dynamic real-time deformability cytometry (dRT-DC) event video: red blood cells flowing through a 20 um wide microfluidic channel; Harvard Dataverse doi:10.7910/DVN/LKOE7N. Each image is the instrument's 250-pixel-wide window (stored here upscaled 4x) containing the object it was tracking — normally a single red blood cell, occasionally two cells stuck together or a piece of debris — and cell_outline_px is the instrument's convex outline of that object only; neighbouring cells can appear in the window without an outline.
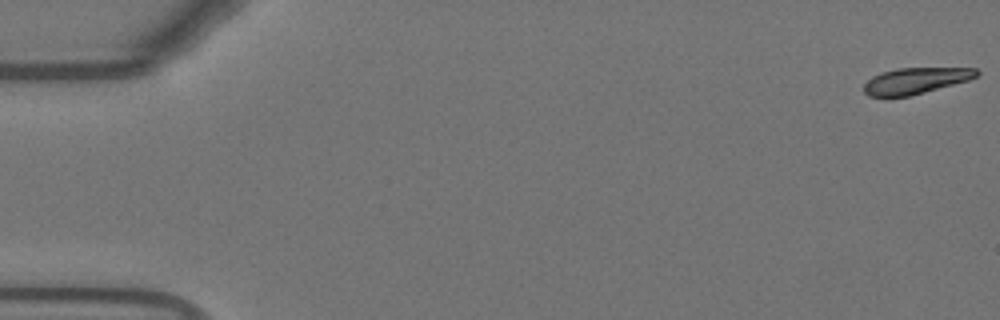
{"species": "Egyptian fruit bat (a non-hibernating species)", "species_latin": "Rousettus aegyptiacus", "temperature_condition": "warm", "stored_images_in_passage": 55, "camera_frame_rate_fps": 3000, "um_per_image_px": 0.085, "animal": {"sex": "female"}, "frame": {"image": 1, "passage_image": 1, "time_ms": 0.0, "image_size_px": [1000, 320], "cell_outline_px": [[980, 72], [976, 76], [968, 80], [924, 92], [908, 96], [868, 96], [864, 92], [864, 84], [872, 76], [880, 72], [896, 68], [976, 68]], "centroid_in_image_um": [77.79, 6.85], "position_along_channel_um": 7.2, "area_um2": 16.99}}
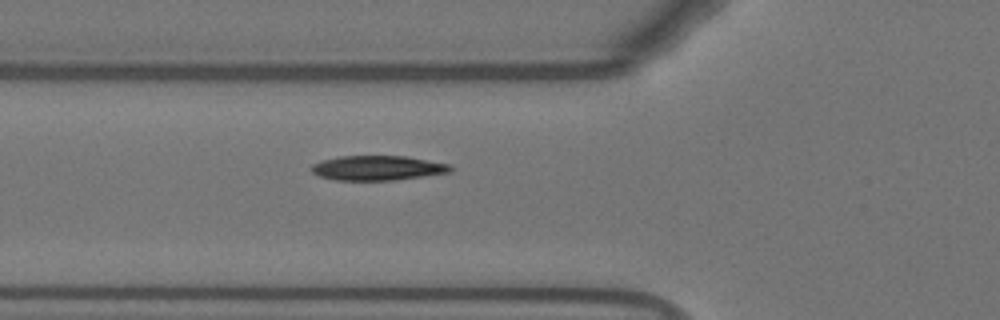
{"frame": {"image": 2, "passage_image": 20, "time_ms": 6.333, "image_size_px": [1000, 320], "cell_outline_px": [[452, 168], [448, 172], [396, 180], [336, 180], [320, 176], [312, 172], [312, 164], [324, 160], [340, 156], [404, 156], [452, 164]], "centroid_in_image_um": [32.1, 14.27], "position_along_channel_um": 93.7, "area_um2": 19.77}}
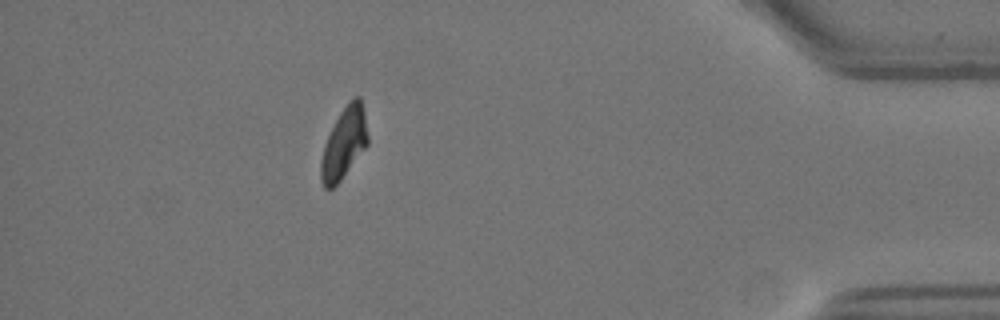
{"frame": {"image": 3, "passage_image": 49, "time_ms": 16.0, "image_size_px": [1000, 320], "cell_outline_px": [[368, 144], [340, 180], [332, 188], [324, 188], [320, 180], [320, 160], [324, 144], [340, 112], [348, 100], [356, 96], [360, 96], [364, 112], [368, 136]], "centroid_in_image_um": [29.23, 12.16], "position_along_channel_um": 406.0, "area_um2": 19.25}, "authors_computed_cell_mechanics": {"area_um2": 19.5942, "velocity_mm_per_s": 3.726, "shape_relaxation_time_tau1_ms": 3.5817, "shape_relaxation_time_tau2_ms": 1.6892, "deformation_change_tau1": 0.1556, "deformation_change_tau2": 0.0526}}